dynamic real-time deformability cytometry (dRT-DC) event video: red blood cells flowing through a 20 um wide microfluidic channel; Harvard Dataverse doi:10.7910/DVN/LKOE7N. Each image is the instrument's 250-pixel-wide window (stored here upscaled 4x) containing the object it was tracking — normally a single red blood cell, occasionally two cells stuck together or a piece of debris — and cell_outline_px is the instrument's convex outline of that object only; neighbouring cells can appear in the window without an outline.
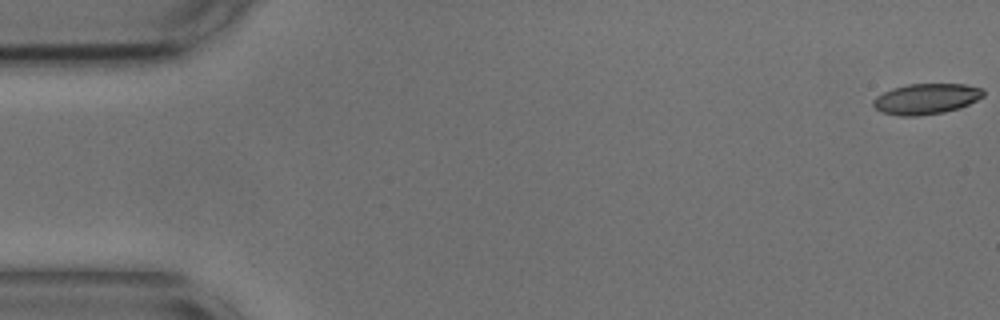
{"species": "common noctule bat (a hibernating species)", "species_latin": "Nyctalus noctula", "temperature_condition": "cold", "stored_images_in_passage": 54, "camera_frame_rate_fps": 3000, "um_per_image_px": 0.085, "animal": {"sex": "male", "body_mass_g": 17.9, "forearm_length_mm": 54.2}, "frame": {"image": 1, "passage_image": 1, "time_ms": 0.0, "image_size_px": [1000, 320], "cell_outline_px": [[984, 96], [960, 108], [944, 112], [916, 116], [900, 116], [880, 112], [872, 104], [872, 100], [876, 96], [892, 88], [908, 84], [964, 84], [984, 88]], "centroid_in_image_um": [78.72, 8.4], "position_along_channel_um": 6.3, "area_um2": 19.77}}
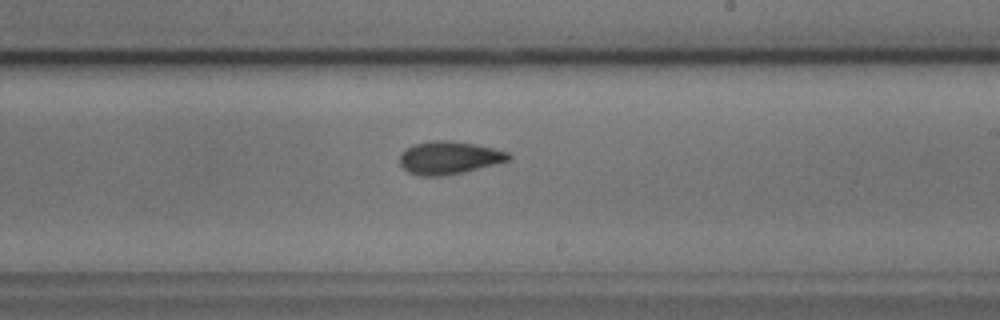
{"frame": {"image": 2, "passage_image": 32, "time_ms": 10.333, "image_size_px": [1000, 320], "cell_outline_px": [[512, 160], [464, 172], [440, 176], [420, 176], [408, 172], [400, 164], [400, 152], [412, 144], [432, 140], [452, 140], [476, 144], [508, 152], [512, 156]], "centroid_in_image_um": [38.17, 13.4], "position_along_channel_um": 250.8, "area_um2": 21.1}}
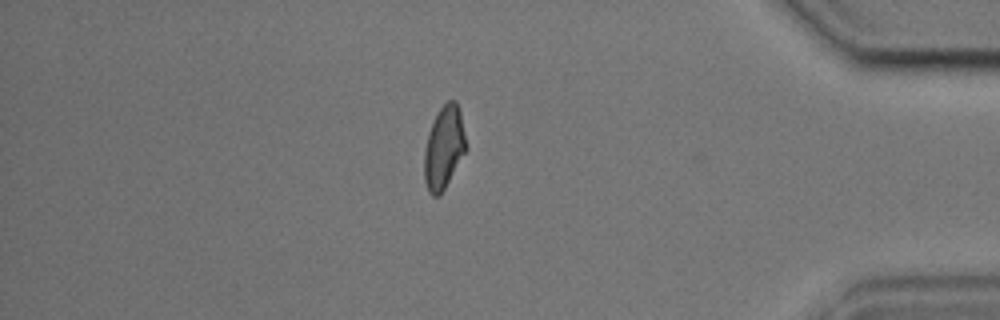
{"frame": {"image": 3, "passage_image": 47, "time_ms": 15.333, "image_size_px": [1000, 320], "cell_outline_px": [[468, 148], [440, 196], [432, 196], [428, 192], [424, 180], [424, 152], [428, 132], [440, 108], [448, 100], [456, 100], [460, 112]], "centroid_in_image_um": [37.74, 12.57], "position_along_channel_um": 397.5, "area_um2": 20.23}, "authors_computed_cell_mechanics": {"area_um2": 20.4901, "velocity_mm_per_s": 3.6498, "shape_relaxation_time_tau1_ms": 4.6514, "shape_relaxation_time_tau2_ms": 3.0076, "deformation_change_tau1": 0.1319, "deformation_change_tau2": 0.0886}}